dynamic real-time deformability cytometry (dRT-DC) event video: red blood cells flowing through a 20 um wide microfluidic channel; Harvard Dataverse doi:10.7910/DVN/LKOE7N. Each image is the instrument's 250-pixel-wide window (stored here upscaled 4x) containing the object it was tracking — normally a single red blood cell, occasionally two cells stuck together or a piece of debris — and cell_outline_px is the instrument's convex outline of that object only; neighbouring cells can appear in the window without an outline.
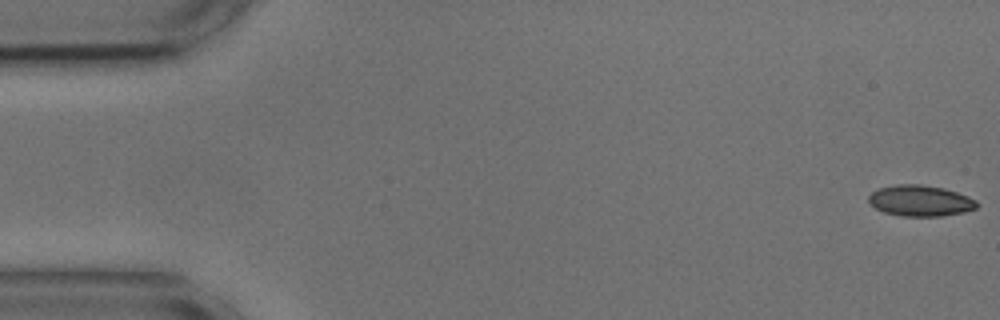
{"species": "common noctule bat (a hibernating species)", "species_latin": "Nyctalus noctula", "temperature_condition": "cold", "stored_images_in_passage": 54, "camera_frame_rate_fps": 3000, "um_per_image_px": 0.085, "animal": {"sex": "male", "body_mass_g": 17.9, "forearm_length_mm": 54.2}, "frame": {"image": 1, "passage_image": 1, "time_ms": 0.0, "image_size_px": [1000, 320], "cell_outline_px": [[980, 204], [976, 208], [964, 212], [940, 216], [904, 216], [884, 212], [876, 208], [868, 200], [868, 196], [872, 192], [880, 188], [896, 184], [920, 184], [944, 188], [968, 196], [976, 200]], "centroid_in_image_um": [78.25, 17.06], "position_along_channel_um": 6.8, "area_um2": 19.48}}
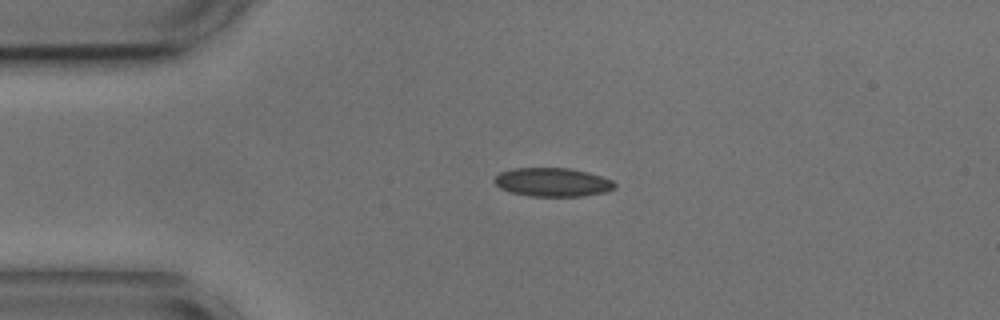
{"frame": {"image": 2, "passage_image": 12, "time_ms": 3.667, "image_size_px": [1000, 320], "cell_outline_px": [[616, 188], [604, 192], [580, 196], [528, 196], [512, 192], [500, 188], [492, 180], [500, 172], [512, 168], [568, 168], [588, 172], [612, 180], [616, 184]], "centroid_in_image_um": [46.95, 15.48], "position_along_channel_um": 38.0, "area_um2": 20.06}}
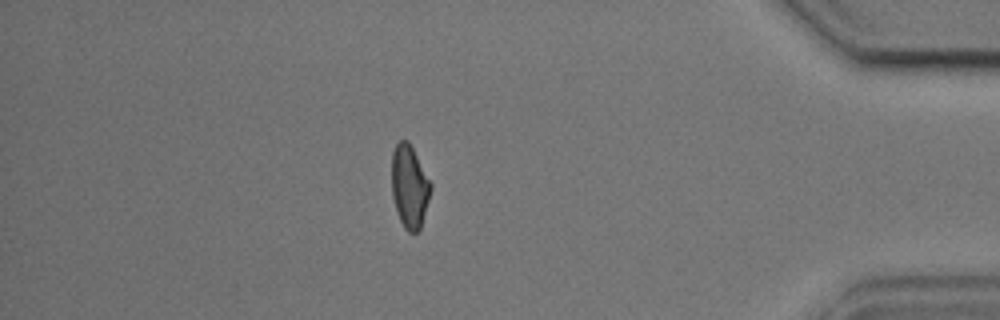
{"frame": {"image": 3, "passage_image": 47, "time_ms": 15.333, "image_size_px": [1000, 320], "cell_outline_px": [[432, 188], [420, 228], [416, 232], [408, 232], [404, 228], [396, 212], [392, 196], [392, 152], [396, 144], [400, 140], [408, 140], [432, 184]], "centroid_in_image_um": [34.8, 15.85], "position_along_channel_um": 400.4, "area_um2": 18.79}, "authors_computed_cell_mechanics": {"area_um2": 19.5942, "velocity_mm_per_s": 3.6749, "shape_relaxation_time_tau1_ms": 5.5229, "shape_relaxation_time_tau2_ms": 2.0104, "deformation_change_tau1": 0.1298, "deformation_change_tau2": 0.0712}}